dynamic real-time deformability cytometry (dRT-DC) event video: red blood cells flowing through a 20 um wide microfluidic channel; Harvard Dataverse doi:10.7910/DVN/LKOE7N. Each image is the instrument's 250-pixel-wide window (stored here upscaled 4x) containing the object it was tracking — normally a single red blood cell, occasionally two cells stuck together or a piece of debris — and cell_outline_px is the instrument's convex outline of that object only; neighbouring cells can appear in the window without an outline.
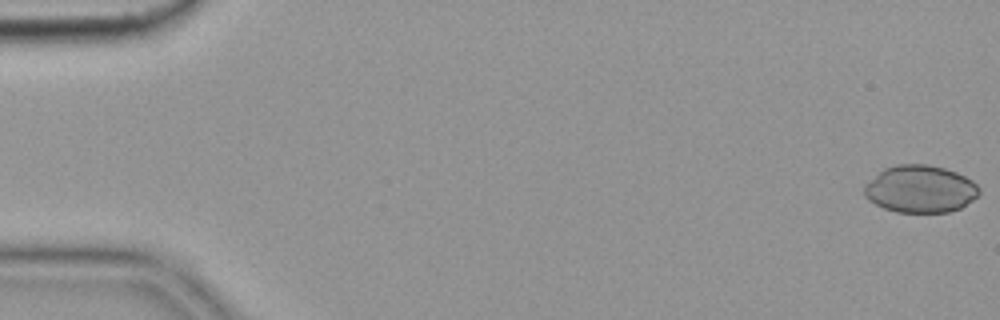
{"species": "common noctule bat (a hibernating species)", "species_latin": "Nyctalus noctula", "temperature_condition": "cold", "stored_images_in_passage": 56, "camera_frame_rate_fps": 3000, "um_per_image_px": 0.085, "animal": {"sex": "female", "body_mass_g": 19.9}, "frame": {"image": 1, "passage_image": 1, "time_ms": 0.0, "image_size_px": [1000, 320], "cell_outline_px": [[980, 192], [972, 200], [960, 208], [948, 212], [896, 212], [884, 208], [868, 200], [864, 196], [864, 184], [884, 168], [896, 164], [924, 164], [944, 168], [956, 172], [972, 180], [980, 188]], "centroid_in_image_um": [78.2, 16.06], "position_along_channel_um": 6.8, "area_um2": 31.67}}